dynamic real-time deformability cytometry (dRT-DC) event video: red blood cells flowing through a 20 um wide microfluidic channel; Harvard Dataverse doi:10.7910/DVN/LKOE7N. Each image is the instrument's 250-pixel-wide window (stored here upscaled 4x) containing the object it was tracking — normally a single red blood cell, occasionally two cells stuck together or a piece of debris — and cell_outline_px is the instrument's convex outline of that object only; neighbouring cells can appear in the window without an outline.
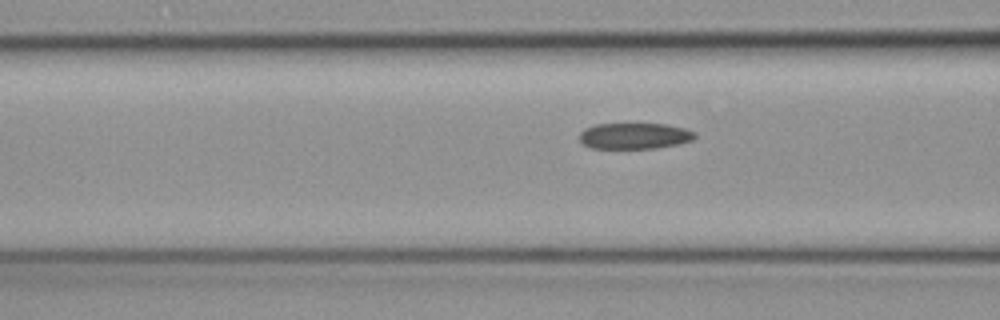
{"species": "common noctule bat (a hibernating species)", "species_latin": "Nyctalus noctula", "temperature_condition": "cold", "stored_images_in_passage": 15, "camera_frame_rate_fps": 3000, "um_per_image_px": 0.085, "animal": {"sex": "female", "body_mass_g": 19.3, "forearm_length_mm": 54.1}, "frame": {"image": 1, "passage_image": 9, "time_ms": 2.667, "image_size_px": [1000, 320], "cell_outline_px": [[696, 136], [692, 140], [680, 144], [656, 148], [592, 148], [584, 144], [580, 140], [580, 132], [584, 128], [596, 124], [668, 124], [684, 128], [696, 132]], "centroid_in_image_um": [53.96, 11.55], "position_along_channel_um": 112.6, "area_um2": 17.57}}
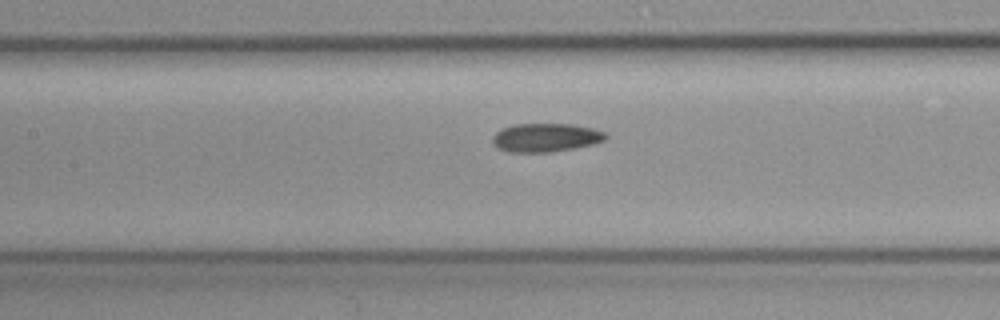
{"frame": {"image": 2, "passage_image": 13, "time_ms": 4.0, "image_size_px": [1000, 320], "cell_outline_px": [[608, 136], [604, 140], [592, 144], [572, 148], [548, 152], [508, 152], [496, 148], [492, 144], [492, 136], [496, 132], [512, 124], [572, 124], [592, 128], [604, 132]], "centroid_in_image_um": [46.33, 11.69], "position_along_channel_um": 161.1, "area_um2": 18.79}}